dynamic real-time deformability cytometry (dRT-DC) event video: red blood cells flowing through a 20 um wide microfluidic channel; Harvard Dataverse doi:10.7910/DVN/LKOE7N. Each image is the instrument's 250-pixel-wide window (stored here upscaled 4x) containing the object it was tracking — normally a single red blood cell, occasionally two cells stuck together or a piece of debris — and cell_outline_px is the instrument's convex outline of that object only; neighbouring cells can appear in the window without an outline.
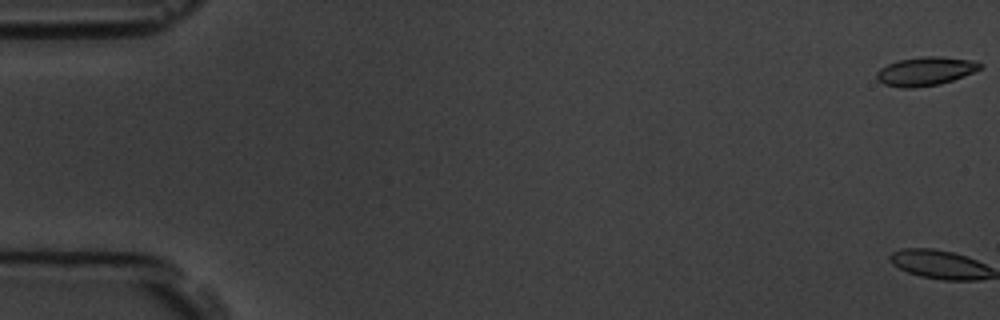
{"species": "common noctule bat (a hibernating species)", "species_latin": "Nyctalus noctula", "temperature_condition": "room temperature", "stored_images_in_passage": 60, "camera_frame_rate_fps": 3000, "um_per_image_px": 0.085, "animal": {"sex": "male", "body_mass_g": 19.5, "forearm_length_mm": 54.6}, "frame": {"image": 1, "passage_image": 1, "time_ms": 0.0, "image_size_px": [1000, 320], "cell_outline_px": [[984, 68], [964, 76], [940, 84], [916, 88], [900, 88], [884, 84], [876, 80], [876, 72], [880, 68], [888, 64], [900, 60], [924, 56], [940, 56], [972, 60], [984, 64]], "centroid_in_image_um": [78.68, 6.06], "position_along_channel_um": 6.3, "area_um2": 17.51}}
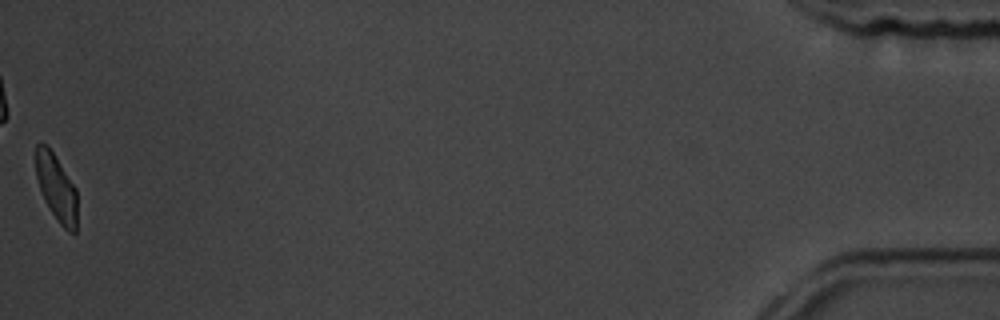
{"frame": {"image": 2, "passage_image": 60, "time_ms": 19.667, "image_size_px": [1000, 320], "cell_outline_px": [[76, 232], [68, 232], [60, 224], [44, 200], [36, 176], [36, 144], [40, 140], [48, 144], [76, 188]], "centroid_in_image_um": [4.78, 15.89], "position_along_channel_um": 430.4, "area_um2": 16.07}, "authors_computed_cell_mechanics": {"area_um2": 18.3515, "velocity_mm_per_s": 3.5142, "shape_relaxation_time_tau1_ms": 6.1203, "shape_relaxation_time_tau2_ms": 3.1182, "deformation_change_tau1": 0.1306, "deformation_change_tau2": 0.0789}}